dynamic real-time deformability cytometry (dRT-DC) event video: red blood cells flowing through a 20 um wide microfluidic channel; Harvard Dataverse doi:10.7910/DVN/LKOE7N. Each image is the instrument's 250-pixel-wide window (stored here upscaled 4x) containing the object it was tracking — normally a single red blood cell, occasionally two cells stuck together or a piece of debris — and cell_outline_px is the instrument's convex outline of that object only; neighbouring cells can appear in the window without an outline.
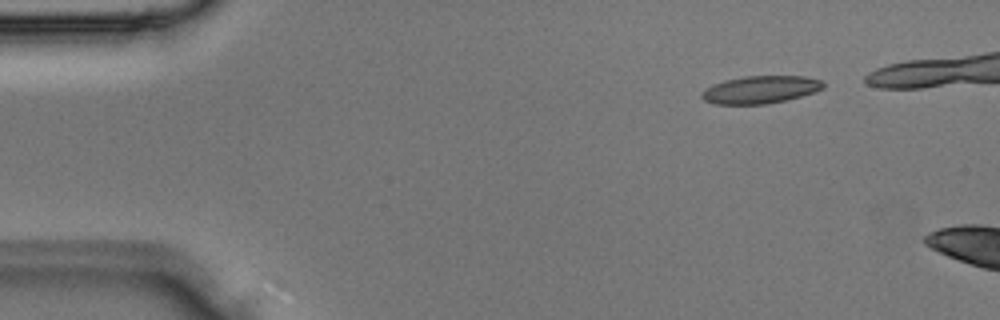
{"species": "Egyptian fruit bat (a non-hibernating species)", "species_latin": "Rousettus aegyptiacus", "temperature_condition": "room temperature", "stored_images_in_passage": 3, "camera_frame_rate_fps": 3000, "um_per_image_px": 0.085, "animal": {"sex": "male"}, "frame": {"image": 1, "passage_image": 1, "time_ms": 0.0, "image_size_px": [1000, 320], "cell_outline_px": [[824, 88], [816, 92], [768, 104], [716, 104], [704, 100], [700, 96], [700, 92], [712, 84], [724, 80], [744, 76], [804, 76], [820, 80], [824, 84]], "centroid_in_image_um": [64.61, 7.61], "position_along_channel_um": 20.4, "area_um2": 19.59}}